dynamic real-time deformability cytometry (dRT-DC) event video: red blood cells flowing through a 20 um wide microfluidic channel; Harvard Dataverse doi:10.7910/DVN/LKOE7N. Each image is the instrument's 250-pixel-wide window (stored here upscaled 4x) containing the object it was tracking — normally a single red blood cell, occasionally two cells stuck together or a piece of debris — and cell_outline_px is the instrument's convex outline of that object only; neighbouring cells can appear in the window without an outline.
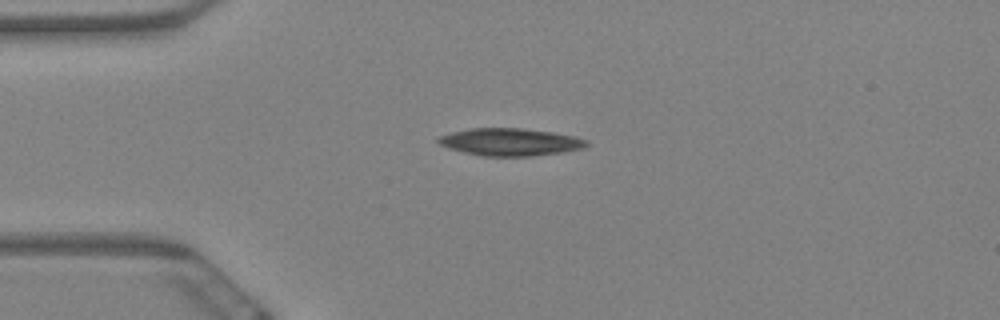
{"species": "Egyptian fruit bat (a non-hibernating species)", "species_latin": "Rousettus aegyptiacus", "temperature_condition": "warm", "stored_images_in_passage": 1, "camera_frame_rate_fps": 3000, "um_per_image_px": 0.085, "animal": {"sex": "female"}, "frame": {"image": 1, "passage_image": 1, "time_ms": 0.0, "image_size_px": [1000, 320], "cell_outline_px": [[588, 144], [584, 148], [564, 152], [532, 156], [484, 156], [464, 152], [448, 148], [440, 144], [436, 140], [436, 136], [452, 132], [472, 128], [524, 128], [552, 132], [576, 136], [588, 140]], "centroid_in_image_um": [43.38, 12.06], "position_along_channel_um": 41.6, "area_um2": 23.87}}